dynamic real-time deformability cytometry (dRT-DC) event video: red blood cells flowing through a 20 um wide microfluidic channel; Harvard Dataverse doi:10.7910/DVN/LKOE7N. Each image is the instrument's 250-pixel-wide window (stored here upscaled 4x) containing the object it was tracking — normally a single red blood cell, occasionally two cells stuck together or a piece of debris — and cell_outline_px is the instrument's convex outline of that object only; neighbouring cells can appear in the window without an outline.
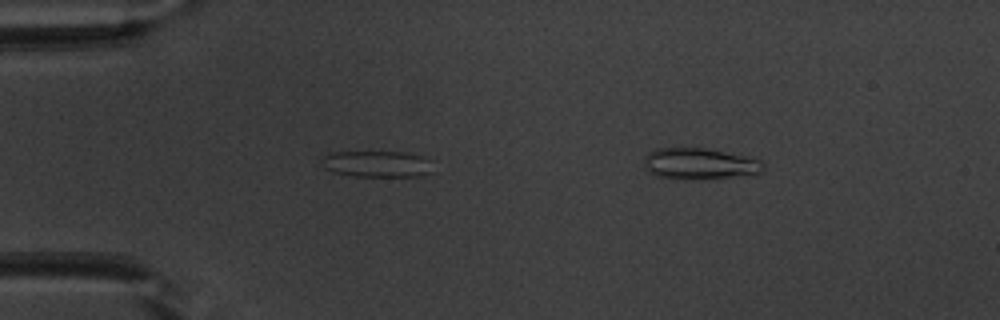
{"species": "common noctule bat (a hibernating species)", "species_latin": "Nyctalus noctula", "temperature_condition": "warm", "stored_images_in_passage": 10, "camera_frame_rate_fps": 3000, "um_per_image_px": 0.085, "animal": {"sex": "male", "body_mass_g": 20.1, "forearm_length_mm": 53.5}, "frame": {"image": 1, "passage_image": 9, "time_ms": 2.667, "image_size_px": [1000, 320], "cell_outline_px": [[432, 172], [420, 176], [356, 176], [336, 172], [324, 168], [324, 156], [332, 152], [404, 152], [420, 156], [432, 160]], "centroid_in_image_um": [32.12, 13.93], "position_along_channel_um": 52.9, "area_um2": 16.88}}